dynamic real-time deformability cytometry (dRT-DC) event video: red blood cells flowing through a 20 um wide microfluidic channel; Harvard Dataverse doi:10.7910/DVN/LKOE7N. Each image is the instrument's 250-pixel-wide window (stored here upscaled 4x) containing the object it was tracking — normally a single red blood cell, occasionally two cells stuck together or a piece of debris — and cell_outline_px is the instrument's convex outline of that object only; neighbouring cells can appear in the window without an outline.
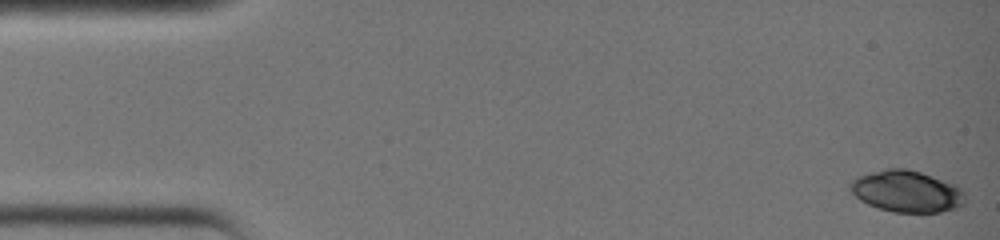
{"species": "common noctule bat (a hibernating species)", "species_latin": "Nyctalus noctula", "temperature_condition": "warm", "stored_images_in_passage": 37, "camera_frame_rate_fps": 3000, "um_per_image_px": 0.085, "animal": {"sex": "female", "body_mass_g": 19.0, "forearm_length_mm": 51.5}, "frame": {"image": 1, "passage_image": 1, "time_ms": 0.0, "image_size_px": [1000, 240], "cell_outline_px": [[964, 204], [956, 208], [940, 212], [892, 212], [868, 204], [860, 200], [848, 188], [848, 184], [856, 176], [888, 168], [904, 168], [920, 172], [956, 184], [964, 192]], "centroid_in_image_um": [77.06, 16.26], "position_along_channel_um": 7.9, "area_um2": 27.86}}
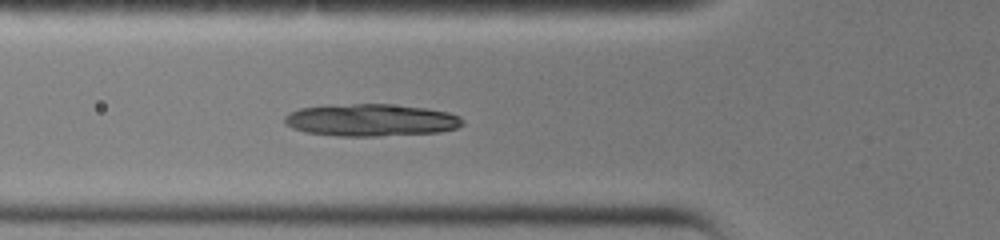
{"frame": {"image": 2, "passage_image": 14, "time_ms": 4.333, "image_size_px": [1000, 240], "cell_outline_px": [[464, 124], [456, 128], [440, 132], [380, 136], [340, 136], [304, 132], [292, 128], [284, 124], [284, 116], [300, 108], [328, 104], [388, 104], [428, 108], [448, 112], [460, 116], [464, 120]], "centroid_in_image_um": [31.53, 10.2], "position_along_channel_um": 94.3, "area_um2": 33.81}}
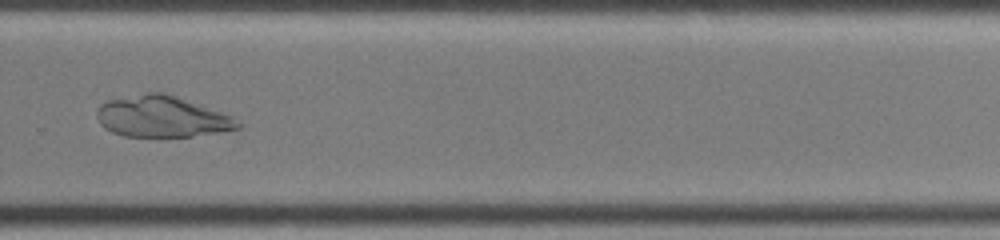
{"frame": {"image": 3, "passage_image": 27, "time_ms": 8.667, "image_size_px": [1000, 240], "cell_outline_px": [[244, 124], [240, 128], [220, 132], [192, 136], [124, 136], [112, 132], [104, 128], [100, 124], [96, 116], [96, 112], [100, 104], [108, 100], [148, 92], [164, 92], [236, 116]], "centroid_in_image_um": [13.82, 9.91], "position_along_channel_um": 316.0, "area_um2": 34.16}}